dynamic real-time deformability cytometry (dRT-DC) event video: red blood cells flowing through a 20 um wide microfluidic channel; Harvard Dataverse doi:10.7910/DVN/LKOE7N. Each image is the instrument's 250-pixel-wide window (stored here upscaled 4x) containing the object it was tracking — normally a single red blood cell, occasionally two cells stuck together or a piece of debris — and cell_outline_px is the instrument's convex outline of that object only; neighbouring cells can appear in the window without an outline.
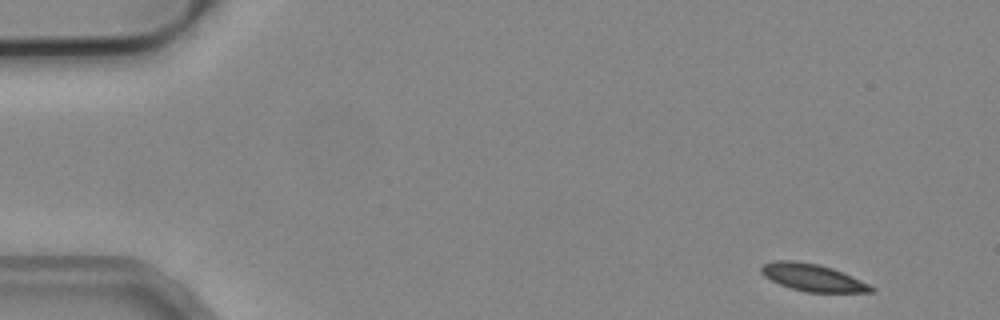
{"species": "common noctule bat (a hibernating species)", "species_latin": "Nyctalus noctula", "temperature_condition": "cold", "stored_images_in_passage": 5, "camera_frame_rate_fps": 3000, "um_per_image_px": 0.085, "animal": {"sex": "male", "body_mass_g": 19.2, "forearm_length_mm": 51.8}, "frame": {"image": 1, "passage_image": 1, "time_ms": 0.0, "image_size_px": [1000, 320], "cell_outline_px": [[876, 292], [804, 292], [780, 284], [764, 276], [760, 272], [760, 268], [764, 264], [776, 260], [792, 260], [820, 264], [832, 268], [852, 276], [876, 288]], "centroid_in_image_um": [69.08, 23.59], "position_along_channel_um": 15.9, "area_um2": 17.4}}
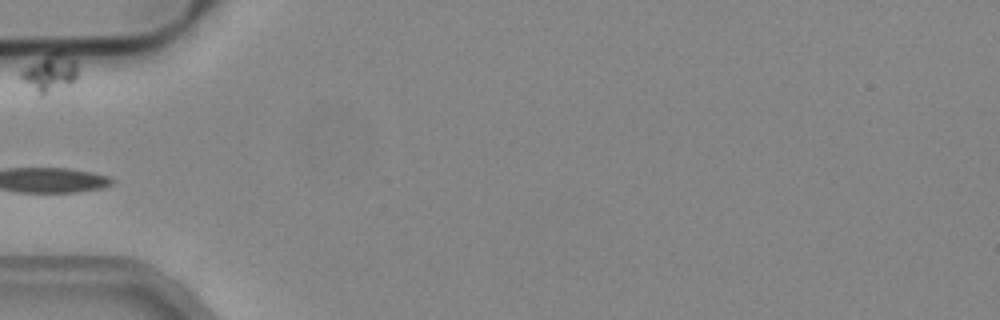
{"frame": {"image": 2, "passage_image": 4, "time_ms": 1.0, "image_size_px": [1000, 320], "cell_outline_px": [[76, 80], [72, 84], [44, 96], [40, 96], [20, 80], [20, 72], [24, 68], [44, 56], [56, 52], [68, 56], [76, 64]], "centroid_in_image_um": [4.21, 6.28], "position_along_channel_um": 80.8, "area_um2": 12.25}}